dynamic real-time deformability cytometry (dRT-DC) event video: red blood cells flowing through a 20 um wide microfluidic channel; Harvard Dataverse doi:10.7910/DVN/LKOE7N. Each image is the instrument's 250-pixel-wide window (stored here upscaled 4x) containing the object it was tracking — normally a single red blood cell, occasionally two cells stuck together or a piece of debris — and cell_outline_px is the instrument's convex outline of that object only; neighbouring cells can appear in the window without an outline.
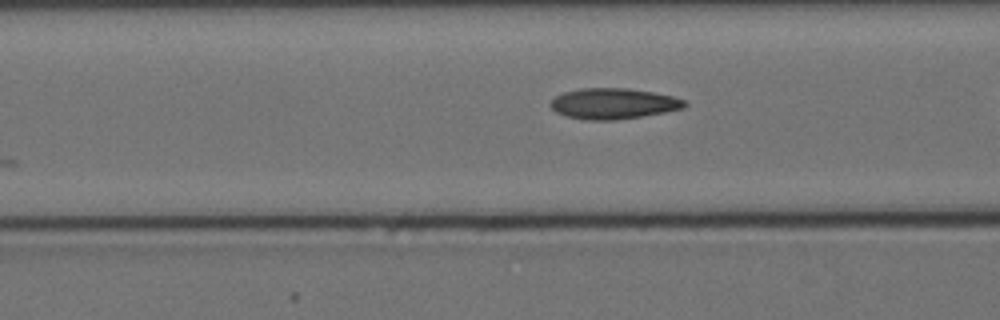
{"species": "Egyptian fruit bat (a non-hibernating species)", "species_latin": "Rousettus aegyptiacus", "temperature_condition": "cold", "stored_images_in_passage": 16, "camera_frame_rate_fps": 3000, "um_per_image_px": 0.085, "animal": {"sex": "female"}, "frame": {"image": 1, "passage_image": 9, "time_ms": 2.667, "image_size_px": [1000, 320], "cell_outline_px": [[688, 104], [684, 108], [644, 116], [616, 120], [588, 120], [564, 116], [556, 112], [548, 104], [556, 96], [564, 92], [580, 88], [628, 88], [652, 92], [672, 96], [684, 100]], "centroid_in_image_um": [52.12, 8.81], "position_along_channel_um": 114.5, "area_um2": 24.1}}
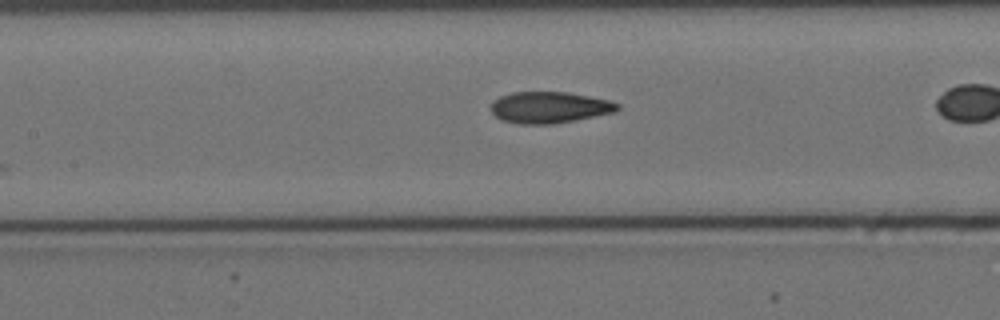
{"frame": {"image": 2, "passage_image": 13, "time_ms": 4.0, "image_size_px": [1000, 320], "cell_outline_px": [[620, 108], [616, 112], [552, 124], [516, 124], [504, 120], [496, 116], [488, 108], [492, 100], [500, 96], [512, 92], [568, 92], [612, 100], [620, 104]], "centroid_in_image_um": [46.7, 9.12], "position_along_channel_um": 160.7, "area_um2": 23.41}}